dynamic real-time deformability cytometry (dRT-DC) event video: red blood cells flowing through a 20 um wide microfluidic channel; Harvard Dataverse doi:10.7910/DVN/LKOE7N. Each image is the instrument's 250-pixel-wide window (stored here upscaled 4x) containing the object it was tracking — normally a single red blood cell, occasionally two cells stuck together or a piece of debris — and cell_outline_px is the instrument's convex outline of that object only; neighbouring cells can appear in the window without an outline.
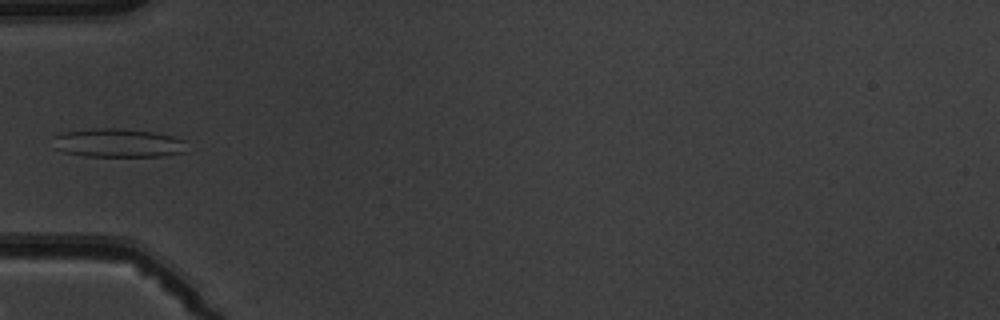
{"species": "common noctule bat (a hibernating species)", "species_latin": "Nyctalus noctula", "temperature_condition": "warm", "stored_images_in_passage": 7, "camera_frame_rate_fps": 3000, "um_per_image_px": 0.085, "animal": {"sex": "male", "body_mass_g": 19.5, "forearm_length_mm": 54.6}, "frame": {"image": 1, "passage_image": 6, "time_ms": 6.0, "image_size_px": [1000, 320], "cell_outline_px": [[188, 152], [160, 156], [84, 156], [64, 152], [52, 148], [52, 136], [60, 132], [92, 128], [116, 128], [152, 132], [172, 136], [184, 140]], "centroid_in_image_um": [9.96, 12.15], "position_along_channel_um": 75.0, "area_um2": 22.72}}